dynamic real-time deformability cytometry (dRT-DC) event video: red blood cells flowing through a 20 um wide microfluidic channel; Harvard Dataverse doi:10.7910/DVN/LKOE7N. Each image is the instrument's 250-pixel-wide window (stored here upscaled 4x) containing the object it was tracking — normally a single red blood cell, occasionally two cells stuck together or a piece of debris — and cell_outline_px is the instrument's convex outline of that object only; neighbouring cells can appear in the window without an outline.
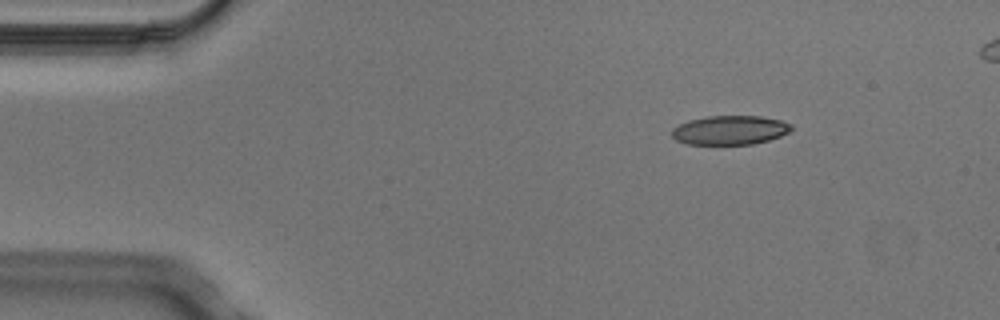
{"species": "Egyptian fruit bat (a non-hibernating species)", "species_latin": "Rousettus aegyptiacus", "temperature_condition": "cold", "stored_images_in_passage": 4, "camera_frame_rate_fps": 3000, "um_per_image_px": 0.085, "animal": {"sex": "male"}, "frame": {"image": 1, "passage_image": 1, "time_ms": 0.0, "image_size_px": [1000, 320], "cell_outline_px": [[792, 128], [788, 132], [780, 136], [768, 140], [752, 144], [688, 144], [676, 140], [672, 136], [672, 128], [688, 120], [708, 116], [760, 116], [780, 120], [792, 124]], "centroid_in_image_um": [62.03, 11.06], "position_along_channel_um": 23.0, "area_um2": 20.17}}